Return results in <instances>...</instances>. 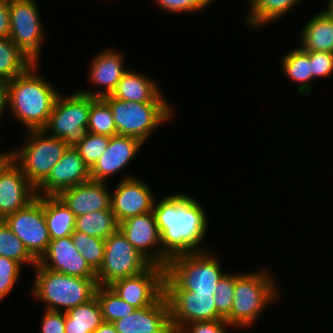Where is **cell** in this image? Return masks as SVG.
I'll return each instance as SVG.
<instances>
[{
  "instance_id": "cell-3",
  "label": "cell",
  "mask_w": 333,
  "mask_h": 333,
  "mask_svg": "<svg viewBox=\"0 0 333 333\" xmlns=\"http://www.w3.org/2000/svg\"><path fill=\"white\" fill-rule=\"evenodd\" d=\"M210 250L196 251L171 257L165 267L164 290H186L215 293L226 273Z\"/></svg>"
},
{
  "instance_id": "cell-44",
  "label": "cell",
  "mask_w": 333,
  "mask_h": 333,
  "mask_svg": "<svg viewBox=\"0 0 333 333\" xmlns=\"http://www.w3.org/2000/svg\"><path fill=\"white\" fill-rule=\"evenodd\" d=\"M6 100V87L4 83H0V118L3 116V112H6L7 107Z\"/></svg>"
},
{
  "instance_id": "cell-25",
  "label": "cell",
  "mask_w": 333,
  "mask_h": 333,
  "mask_svg": "<svg viewBox=\"0 0 333 333\" xmlns=\"http://www.w3.org/2000/svg\"><path fill=\"white\" fill-rule=\"evenodd\" d=\"M44 216L51 240L71 236L75 215L58 196H42Z\"/></svg>"
},
{
  "instance_id": "cell-37",
  "label": "cell",
  "mask_w": 333,
  "mask_h": 333,
  "mask_svg": "<svg viewBox=\"0 0 333 333\" xmlns=\"http://www.w3.org/2000/svg\"><path fill=\"white\" fill-rule=\"evenodd\" d=\"M22 267L15 260L0 256V302L14 289Z\"/></svg>"
},
{
  "instance_id": "cell-32",
  "label": "cell",
  "mask_w": 333,
  "mask_h": 333,
  "mask_svg": "<svg viewBox=\"0 0 333 333\" xmlns=\"http://www.w3.org/2000/svg\"><path fill=\"white\" fill-rule=\"evenodd\" d=\"M87 129L89 133L104 136L117 135L111 108L103 98H96L89 111Z\"/></svg>"
},
{
  "instance_id": "cell-8",
  "label": "cell",
  "mask_w": 333,
  "mask_h": 333,
  "mask_svg": "<svg viewBox=\"0 0 333 333\" xmlns=\"http://www.w3.org/2000/svg\"><path fill=\"white\" fill-rule=\"evenodd\" d=\"M95 97L80 91L64 98L59 93L47 125L42 129L50 136L62 139L67 147L75 148L88 134V118Z\"/></svg>"
},
{
  "instance_id": "cell-11",
  "label": "cell",
  "mask_w": 333,
  "mask_h": 333,
  "mask_svg": "<svg viewBox=\"0 0 333 333\" xmlns=\"http://www.w3.org/2000/svg\"><path fill=\"white\" fill-rule=\"evenodd\" d=\"M3 221L38 262L47 251L51 240L45 221L42 196L37 195L26 207L7 216Z\"/></svg>"
},
{
  "instance_id": "cell-9",
  "label": "cell",
  "mask_w": 333,
  "mask_h": 333,
  "mask_svg": "<svg viewBox=\"0 0 333 333\" xmlns=\"http://www.w3.org/2000/svg\"><path fill=\"white\" fill-rule=\"evenodd\" d=\"M152 263L142 255L118 229L105 239L104 260L96 272L98 285L141 274Z\"/></svg>"
},
{
  "instance_id": "cell-42",
  "label": "cell",
  "mask_w": 333,
  "mask_h": 333,
  "mask_svg": "<svg viewBox=\"0 0 333 333\" xmlns=\"http://www.w3.org/2000/svg\"><path fill=\"white\" fill-rule=\"evenodd\" d=\"M10 13L9 3L0 2V38H9Z\"/></svg>"
},
{
  "instance_id": "cell-34",
  "label": "cell",
  "mask_w": 333,
  "mask_h": 333,
  "mask_svg": "<svg viewBox=\"0 0 333 333\" xmlns=\"http://www.w3.org/2000/svg\"><path fill=\"white\" fill-rule=\"evenodd\" d=\"M71 238L75 248L91 268L97 272L104 260L105 240L87 235L81 231H74L71 234Z\"/></svg>"
},
{
  "instance_id": "cell-18",
  "label": "cell",
  "mask_w": 333,
  "mask_h": 333,
  "mask_svg": "<svg viewBox=\"0 0 333 333\" xmlns=\"http://www.w3.org/2000/svg\"><path fill=\"white\" fill-rule=\"evenodd\" d=\"M41 267L79 278H96V272L75 248L71 236L50 240L37 262Z\"/></svg>"
},
{
  "instance_id": "cell-36",
  "label": "cell",
  "mask_w": 333,
  "mask_h": 333,
  "mask_svg": "<svg viewBox=\"0 0 333 333\" xmlns=\"http://www.w3.org/2000/svg\"><path fill=\"white\" fill-rule=\"evenodd\" d=\"M235 290V273H225L218 282L215 291L217 313L225 319L231 312Z\"/></svg>"
},
{
  "instance_id": "cell-10",
  "label": "cell",
  "mask_w": 333,
  "mask_h": 333,
  "mask_svg": "<svg viewBox=\"0 0 333 333\" xmlns=\"http://www.w3.org/2000/svg\"><path fill=\"white\" fill-rule=\"evenodd\" d=\"M9 13L10 40L33 63L39 64L46 34L35 0H13L9 3Z\"/></svg>"
},
{
  "instance_id": "cell-5",
  "label": "cell",
  "mask_w": 333,
  "mask_h": 333,
  "mask_svg": "<svg viewBox=\"0 0 333 333\" xmlns=\"http://www.w3.org/2000/svg\"><path fill=\"white\" fill-rule=\"evenodd\" d=\"M272 278L266 269L235 274L232 309L225 318L232 327H251L266 306L279 299L277 283Z\"/></svg>"
},
{
  "instance_id": "cell-40",
  "label": "cell",
  "mask_w": 333,
  "mask_h": 333,
  "mask_svg": "<svg viewBox=\"0 0 333 333\" xmlns=\"http://www.w3.org/2000/svg\"><path fill=\"white\" fill-rule=\"evenodd\" d=\"M40 333H65V312L44 310Z\"/></svg>"
},
{
  "instance_id": "cell-1",
  "label": "cell",
  "mask_w": 333,
  "mask_h": 333,
  "mask_svg": "<svg viewBox=\"0 0 333 333\" xmlns=\"http://www.w3.org/2000/svg\"><path fill=\"white\" fill-rule=\"evenodd\" d=\"M153 213L162 250L169 258L208 250L201 246L208 230V217L204 207L192 196L173 193L155 200Z\"/></svg>"
},
{
  "instance_id": "cell-33",
  "label": "cell",
  "mask_w": 333,
  "mask_h": 333,
  "mask_svg": "<svg viewBox=\"0 0 333 333\" xmlns=\"http://www.w3.org/2000/svg\"><path fill=\"white\" fill-rule=\"evenodd\" d=\"M0 256L11 258L21 265H37V261L29 254L23 242L0 220Z\"/></svg>"
},
{
  "instance_id": "cell-35",
  "label": "cell",
  "mask_w": 333,
  "mask_h": 333,
  "mask_svg": "<svg viewBox=\"0 0 333 333\" xmlns=\"http://www.w3.org/2000/svg\"><path fill=\"white\" fill-rule=\"evenodd\" d=\"M110 137L89 133L75 148L90 169L105 153Z\"/></svg>"
},
{
  "instance_id": "cell-15",
  "label": "cell",
  "mask_w": 333,
  "mask_h": 333,
  "mask_svg": "<svg viewBox=\"0 0 333 333\" xmlns=\"http://www.w3.org/2000/svg\"><path fill=\"white\" fill-rule=\"evenodd\" d=\"M154 194L146 182L124 175L111 194V210L118 223L132 216L153 212Z\"/></svg>"
},
{
  "instance_id": "cell-12",
  "label": "cell",
  "mask_w": 333,
  "mask_h": 333,
  "mask_svg": "<svg viewBox=\"0 0 333 333\" xmlns=\"http://www.w3.org/2000/svg\"><path fill=\"white\" fill-rule=\"evenodd\" d=\"M169 305L170 324L182 329L191 322L223 319L216 311L215 293L164 290Z\"/></svg>"
},
{
  "instance_id": "cell-21",
  "label": "cell",
  "mask_w": 333,
  "mask_h": 333,
  "mask_svg": "<svg viewBox=\"0 0 333 333\" xmlns=\"http://www.w3.org/2000/svg\"><path fill=\"white\" fill-rule=\"evenodd\" d=\"M106 182L89 180L62 190L57 196L69 207L75 217L90 212L111 209V193Z\"/></svg>"
},
{
  "instance_id": "cell-27",
  "label": "cell",
  "mask_w": 333,
  "mask_h": 333,
  "mask_svg": "<svg viewBox=\"0 0 333 333\" xmlns=\"http://www.w3.org/2000/svg\"><path fill=\"white\" fill-rule=\"evenodd\" d=\"M97 298L65 312V333H94L103 323Z\"/></svg>"
},
{
  "instance_id": "cell-16",
  "label": "cell",
  "mask_w": 333,
  "mask_h": 333,
  "mask_svg": "<svg viewBox=\"0 0 333 333\" xmlns=\"http://www.w3.org/2000/svg\"><path fill=\"white\" fill-rule=\"evenodd\" d=\"M90 180V169L76 148L67 147L48 177L36 188L39 196H57L62 190Z\"/></svg>"
},
{
  "instance_id": "cell-45",
  "label": "cell",
  "mask_w": 333,
  "mask_h": 333,
  "mask_svg": "<svg viewBox=\"0 0 333 333\" xmlns=\"http://www.w3.org/2000/svg\"><path fill=\"white\" fill-rule=\"evenodd\" d=\"M12 159V150L0 152V171Z\"/></svg>"
},
{
  "instance_id": "cell-39",
  "label": "cell",
  "mask_w": 333,
  "mask_h": 333,
  "mask_svg": "<svg viewBox=\"0 0 333 333\" xmlns=\"http://www.w3.org/2000/svg\"><path fill=\"white\" fill-rule=\"evenodd\" d=\"M312 59L313 81L315 78H326L333 74V53L331 52H308Z\"/></svg>"
},
{
  "instance_id": "cell-6",
  "label": "cell",
  "mask_w": 333,
  "mask_h": 333,
  "mask_svg": "<svg viewBox=\"0 0 333 333\" xmlns=\"http://www.w3.org/2000/svg\"><path fill=\"white\" fill-rule=\"evenodd\" d=\"M103 99L112 110L117 134L134 137L144 143L159 125H164L175 115L170 103H137L112 95Z\"/></svg>"
},
{
  "instance_id": "cell-31",
  "label": "cell",
  "mask_w": 333,
  "mask_h": 333,
  "mask_svg": "<svg viewBox=\"0 0 333 333\" xmlns=\"http://www.w3.org/2000/svg\"><path fill=\"white\" fill-rule=\"evenodd\" d=\"M95 297L100 305L104 322L113 323L136 310L120 298L109 286L98 285Z\"/></svg>"
},
{
  "instance_id": "cell-47",
  "label": "cell",
  "mask_w": 333,
  "mask_h": 333,
  "mask_svg": "<svg viewBox=\"0 0 333 333\" xmlns=\"http://www.w3.org/2000/svg\"><path fill=\"white\" fill-rule=\"evenodd\" d=\"M324 11L333 18V0L328 1V7Z\"/></svg>"
},
{
  "instance_id": "cell-46",
  "label": "cell",
  "mask_w": 333,
  "mask_h": 333,
  "mask_svg": "<svg viewBox=\"0 0 333 333\" xmlns=\"http://www.w3.org/2000/svg\"><path fill=\"white\" fill-rule=\"evenodd\" d=\"M182 329L176 327L175 325L170 324L163 332L161 333H179Z\"/></svg>"
},
{
  "instance_id": "cell-23",
  "label": "cell",
  "mask_w": 333,
  "mask_h": 333,
  "mask_svg": "<svg viewBox=\"0 0 333 333\" xmlns=\"http://www.w3.org/2000/svg\"><path fill=\"white\" fill-rule=\"evenodd\" d=\"M158 83L145 75L128 70L119 81L114 98L137 103H168L163 99Z\"/></svg>"
},
{
  "instance_id": "cell-28",
  "label": "cell",
  "mask_w": 333,
  "mask_h": 333,
  "mask_svg": "<svg viewBox=\"0 0 333 333\" xmlns=\"http://www.w3.org/2000/svg\"><path fill=\"white\" fill-rule=\"evenodd\" d=\"M301 0H251L246 24L254 29L273 23L298 5Z\"/></svg>"
},
{
  "instance_id": "cell-48",
  "label": "cell",
  "mask_w": 333,
  "mask_h": 333,
  "mask_svg": "<svg viewBox=\"0 0 333 333\" xmlns=\"http://www.w3.org/2000/svg\"><path fill=\"white\" fill-rule=\"evenodd\" d=\"M13 0H0V2H6V3H10L12 2Z\"/></svg>"
},
{
  "instance_id": "cell-20",
  "label": "cell",
  "mask_w": 333,
  "mask_h": 333,
  "mask_svg": "<svg viewBox=\"0 0 333 333\" xmlns=\"http://www.w3.org/2000/svg\"><path fill=\"white\" fill-rule=\"evenodd\" d=\"M123 56L119 51H115L110 48L103 50L98 53L91 60L89 69V81L95 86L99 85L103 91L98 90H79L85 95H89L95 98H103L105 96L111 95L119 81L122 79L123 75L128 71L123 64Z\"/></svg>"
},
{
  "instance_id": "cell-38",
  "label": "cell",
  "mask_w": 333,
  "mask_h": 333,
  "mask_svg": "<svg viewBox=\"0 0 333 333\" xmlns=\"http://www.w3.org/2000/svg\"><path fill=\"white\" fill-rule=\"evenodd\" d=\"M214 0H154L156 5L169 13L201 12Z\"/></svg>"
},
{
  "instance_id": "cell-26",
  "label": "cell",
  "mask_w": 333,
  "mask_h": 333,
  "mask_svg": "<svg viewBox=\"0 0 333 333\" xmlns=\"http://www.w3.org/2000/svg\"><path fill=\"white\" fill-rule=\"evenodd\" d=\"M281 67L291 81L300 83L297 90L299 95H307L312 91L313 80L312 59L309 53L300 47L293 49L283 56Z\"/></svg>"
},
{
  "instance_id": "cell-2",
  "label": "cell",
  "mask_w": 333,
  "mask_h": 333,
  "mask_svg": "<svg viewBox=\"0 0 333 333\" xmlns=\"http://www.w3.org/2000/svg\"><path fill=\"white\" fill-rule=\"evenodd\" d=\"M38 65L33 63L23 74L4 83L7 108L27 130H41L47 125L59 95L49 81L35 73Z\"/></svg>"
},
{
  "instance_id": "cell-4",
  "label": "cell",
  "mask_w": 333,
  "mask_h": 333,
  "mask_svg": "<svg viewBox=\"0 0 333 333\" xmlns=\"http://www.w3.org/2000/svg\"><path fill=\"white\" fill-rule=\"evenodd\" d=\"M34 268L32 294L46 304V310L66 312L95 297L97 278L73 277L41 267L38 263Z\"/></svg>"
},
{
  "instance_id": "cell-17",
  "label": "cell",
  "mask_w": 333,
  "mask_h": 333,
  "mask_svg": "<svg viewBox=\"0 0 333 333\" xmlns=\"http://www.w3.org/2000/svg\"><path fill=\"white\" fill-rule=\"evenodd\" d=\"M36 196V188L11 159L0 171V220L23 209Z\"/></svg>"
},
{
  "instance_id": "cell-7",
  "label": "cell",
  "mask_w": 333,
  "mask_h": 333,
  "mask_svg": "<svg viewBox=\"0 0 333 333\" xmlns=\"http://www.w3.org/2000/svg\"><path fill=\"white\" fill-rule=\"evenodd\" d=\"M27 132L23 147L12 151V160L20 167L27 180L37 188L62 158L67 146L62 139L47 135L42 129Z\"/></svg>"
},
{
  "instance_id": "cell-19",
  "label": "cell",
  "mask_w": 333,
  "mask_h": 333,
  "mask_svg": "<svg viewBox=\"0 0 333 333\" xmlns=\"http://www.w3.org/2000/svg\"><path fill=\"white\" fill-rule=\"evenodd\" d=\"M143 145L144 142L134 137L111 136L105 153L90 168V180L107 183L109 176L124 169Z\"/></svg>"
},
{
  "instance_id": "cell-29",
  "label": "cell",
  "mask_w": 333,
  "mask_h": 333,
  "mask_svg": "<svg viewBox=\"0 0 333 333\" xmlns=\"http://www.w3.org/2000/svg\"><path fill=\"white\" fill-rule=\"evenodd\" d=\"M75 231L105 240L119 229L111 209L94 211L75 218Z\"/></svg>"
},
{
  "instance_id": "cell-14",
  "label": "cell",
  "mask_w": 333,
  "mask_h": 333,
  "mask_svg": "<svg viewBox=\"0 0 333 333\" xmlns=\"http://www.w3.org/2000/svg\"><path fill=\"white\" fill-rule=\"evenodd\" d=\"M119 230L152 264L167 266L170 258L162 250L161 235L153 212L125 219L119 223Z\"/></svg>"
},
{
  "instance_id": "cell-41",
  "label": "cell",
  "mask_w": 333,
  "mask_h": 333,
  "mask_svg": "<svg viewBox=\"0 0 333 333\" xmlns=\"http://www.w3.org/2000/svg\"><path fill=\"white\" fill-rule=\"evenodd\" d=\"M230 325L225 319L213 321L191 322L185 325L182 330L185 333H226Z\"/></svg>"
},
{
  "instance_id": "cell-24",
  "label": "cell",
  "mask_w": 333,
  "mask_h": 333,
  "mask_svg": "<svg viewBox=\"0 0 333 333\" xmlns=\"http://www.w3.org/2000/svg\"><path fill=\"white\" fill-rule=\"evenodd\" d=\"M300 48L306 52L333 53V18L320 10L309 19L299 33Z\"/></svg>"
},
{
  "instance_id": "cell-22",
  "label": "cell",
  "mask_w": 333,
  "mask_h": 333,
  "mask_svg": "<svg viewBox=\"0 0 333 333\" xmlns=\"http://www.w3.org/2000/svg\"><path fill=\"white\" fill-rule=\"evenodd\" d=\"M113 324L118 333H161L170 325L168 301L163 295L155 304L136 309Z\"/></svg>"
},
{
  "instance_id": "cell-43",
  "label": "cell",
  "mask_w": 333,
  "mask_h": 333,
  "mask_svg": "<svg viewBox=\"0 0 333 333\" xmlns=\"http://www.w3.org/2000/svg\"><path fill=\"white\" fill-rule=\"evenodd\" d=\"M94 333H118L116 327L111 322H103L99 327H97Z\"/></svg>"
},
{
  "instance_id": "cell-30",
  "label": "cell",
  "mask_w": 333,
  "mask_h": 333,
  "mask_svg": "<svg viewBox=\"0 0 333 333\" xmlns=\"http://www.w3.org/2000/svg\"><path fill=\"white\" fill-rule=\"evenodd\" d=\"M33 62L24 55L10 38H0V83L23 74Z\"/></svg>"
},
{
  "instance_id": "cell-13",
  "label": "cell",
  "mask_w": 333,
  "mask_h": 333,
  "mask_svg": "<svg viewBox=\"0 0 333 333\" xmlns=\"http://www.w3.org/2000/svg\"><path fill=\"white\" fill-rule=\"evenodd\" d=\"M165 268L152 264L141 274L115 280L108 285L136 309L155 304L164 295Z\"/></svg>"
}]
</instances>
